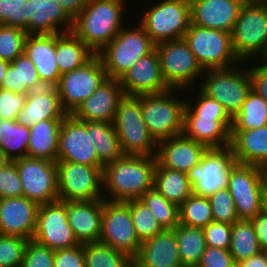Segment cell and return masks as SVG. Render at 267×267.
<instances>
[{"label": "cell", "instance_id": "obj_43", "mask_svg": "<svg viewBox=\"0 0 267 267\" xmlns=\"http://www.w3.org/2000/svg\"><path fill=\"white\" fill-rule=\"evenodd\" d=\"M125 202L130 207L135 233L141 242L165 230L152 214L151 210L140 199H133Z\"/></svg>", "mask_w": 267, "mask_h": 267}, {"label": "cell", "instance_id": "obj_22", "mask_svg": "<svg viewBox=\"0 0 267 267\" xmlns=\"http://www.w3.org/2000/svg\"><path fill=\"white\" fill-rule=\"evenodd\" d=\"M231 116L184 115L183 134L208 149H221L231 144Z\"/></svg>", "mask_w": 267, "mask_h": 267}, {"label": "cell", "instance_id": "obj_29", "mask_svg": "<svg viewBox=\"0 0 267 267\" xmlns=\"http://www.w3.org/2000/svg\"><path fill=\"white\" fill-rule=\"evenodd\" d=\"M66 115L57 88L44 86L27 94L25 106L19 112L17 122L31 127L41 120L64 119Z\"/></svg>", "mask_w": 267, "mask_h": 267}, {"label": "cell", "instance_id": "obj_5", "mask_svg": "<svg viewBox=\"0 0 267 267\" xmlns=\"http://www.w3.org/2000/svg\"><path fill=\"white\" fill-rule=\"evenodd\" d=\"M123 27L99 53L107 78L120 79L123 74L155 48V43L139 23L135 28Z\"/></svg>", "mask_w": 267, "mask_h": 267}, {"label": "cell", "instance_id": "obj_21", "mask_svg": "<svg viewBox=\"0 0 267 267\" xmlns=\"http://www.w3.org/2000/svg\"><path fill=\"white\" fill-rule=\"evenodd\" d=\"M124 96L120 80L106 78L72 115L83 122H113L118 103Z\"/></svg>", "mask_w": 267, "mask_h": 267}, {"label": "cell", "instance_id": "obj_55", "mask_svg": "<svg viewBox=\"0 0 267 267\" xmlns=\"http://www.w3.org/2000/svg\"><path fill=\"white\" fill-rule=\"evenodd\" d=\"M262 64L250 66L249 74L252 81V90L267 102V63L261 59Z\"/></svg>", "mask_w": 267, "mask_h": 267}, {"label": "cell", "instance_id": "obj_62", "mask_svg": "<svg viewBox=\"0 0 267 267\" xmlns=\"http://www.w3.org/2000/svg\"><path fill=\"white\" fill-rule=\"evenodd\" d=\"M181 1H185V2H188V3H192L193 1H195V0H181Z\"/></svg>", "mask_w": 267, "mask_h": 267}, {"label": "cell", "instance_id": "obj_27", "mask_svg": "<svg viewBox=\"0 0 267 267\" xmlns=\"http://www.w3.org/2000/svg\"><path fill=\"white\" fill-rule=\"evenodd\" d=\"M104 199L67 201V219L80 244L99 242Z\"/></svg>", "mask_w": 267, "mask_h": 267}, {"label": "cell", "instance_id": "obj_28", "mask_svg": "<svg viewBox=\"0 0 267 267\" xmlns=\"http://www.w3.org/2000/svg\"><path fill=\"white\" fill-rule=\"evenodd\" d=\"M133 267H182L175 238V228L163 232L141 243Z\"/></svg>", "mask_w": 267, "mask_h": 267}, {"label": "cell", "instance_id": "obj_19", "mask_svg": "<svg viewBox=\"0 0 267 267\" xmlns=\"http://www.w3.org/2000/svg\"><path fill=\"white\" fill-rule=\"evenodd\" d=\"M119 80L128 96L159 94L171 89L163 78L156 48L142 56Z\"/></svg>", "mask_w": 267, "mask_h": 267}, {"label": "cell", "instance_id": "obj_4", "mask_svg": "<svg viewBox=\"0 0 267 267\" xmlns=\"http://www.w3.org/2000/svg\"><path fill=\"white\" fill-rule=\"evenodd\" d=\"M169 89L159 94L137 95L140 101L143 121L149 133L158 143L182 134L185 100L176 99V91Z\"/></svg>", "mask_w": 267, "mask_h": 267}, {"label": "cell", "instance_id": "obj_30", "mask_svg": "<svg viewBox=\"0 0 267 267\" xmlns=\"http://www.w3.org/2000/svg\"><path fill=\"white\" fill-rule=\"evenodd\" d=\"M234 161L267 170V125L253 130H231Z\"/></svg>", "mask_w": 267, "mask_h": 267}, {"label": "cell", "instance_id": "obj_24", "mask_svg": "<svg viewBox=\"0 0 267 267\" xmlns=\"http://www.w3.org/2000/svg\"><path fill=\"white\" fill-rule=\"evenodd\" d=\"M208 148L183 133L158 142L156 159L165 168L188 174L201 162Z\"/></svg>", "mask_w": 267, "mask_h": 267}, {"label": "cell", "instance_id": "obj_18", "mask_svg": "<svg viewBox=\"0 0 267 267\" xmlns=\"http://www.w3.org/2000/svg\"><path fill=\"white\" fill-rule=\"evenodd\" d=\"M92 142L87 131V122L67 114L59 132L57 161H69L103 169Z\"/></svg>", "mask_w": 267, "mask_h": 267}, {"label": "cell", "instance_id": "obj_17", "mask_svg": "<svg viewBox=\"0 0 267 267\" xmlns=\"http://www.w3.org/2000/svg\"><path fill=\"white\" fill-rule=\"evenodd\" d=\"M234 162L230 146L208 149L201 162L188 173L193 193L208 197L217 190L228 188V172Z\"/></svg>", "mask_w": 267, "mask_h": 267}, {"label": "cell", "instance_id": "obj_49", "mask_svg": "<svg viewBox=\"0 0 267 267\" xmlns=\"http://www.w3.org/2000/svg\"><path fill=\"white\" fill-rule=\"evenodd\" d=\"M55 251L29 239L21 267H53Z\"/></svg>", "mask_w": 267, "mask_h": 267}, {"label": "cell", "instance_id": "obj_25", "mask_svg": "<svg viewBox=\"0 0 267 267\" xmlns=\"http://www.w3.org/2000/svg\"><path fill=\"white\" fill-rule=\"evenodd\" d=\"M246 0H195L191 24L231 33Z\"/></svg>", "mask_w": 267, "mask_h": 267}, {"label": "cell", "instance_id": "obj_31", "mask_svg": "<svg viewBox=\"0 0 267 267\" xmlns=\"http://www.w3.org/2000/svg\"><path fill=\"white\" fill-rule=\"evenodd\" d=\"M62 122L63 119H48L31 126L27 157L56 162Z\"/></svg>", "mask_w": 267, "mask_h": 267}, {"label": "cell", "instance_id": "obj_13", "mask_svg": "<svg viewBox=\"0 0 267 267\" xmlns=\"http://www.w3.org/2000/svg\"><path fill=\"white\" fill-rule=\"evenodd\" d=\"M106 78L104 65L98 54L81 67L62 74L56 88L63 110L72 114Z\"/></svg>", "mask_w": 267, "mask_h": 267}, {"label": "cell", "instance_id": "obj_59", "mask_svg": "<svg viewBox=\"0 0 267 267\" xmlns=\"http://www.w3.org/2000/svg\"><path fill=\"white\" fill-rule=\"evenodd\" d=\"M9 64L10 62L0 59V88H2V84Z\"/></svg>", "mask_w": 267, "mask_h": 267}, {"label": "cell", "instance_id": "obj_42", "mask_svg": "<svg viewBox=\"0 0 267 267\" xmlns=\"http://www.w3.org/2000/svg\"><path fill=\"white\" fill-rule=\"evenodd\" d=\"M151 210L164 229H174L179 224V207L168 201L154 187L140 198Z\"/></svg>", "mask_w": 267, "mask_h": 267}, {"label": "cell", "instance_id": "obj_47", "mask_svg": "<svg viewBox=\"0 0 267 267\" xmlns=\"http://www.w3.org/2000/svg\"><path fill=\"white\" fill-rule=\"evenodd\" d=\"M23 196V188L14 161L4 160L0 164V199Z\"/></svg>", "mask_w": 267, "mask_h": 267}, {"label": "cell", "instance_id": "obj_60", "mask_svg": "<svg viewBox=\"0 0 267 267\" xmlns=\"http://www.w3.org/2000/svg\"><path fill=\"white\" fill-rule=\"evenodd\" d=\"M260 213L267 215V183L264 187V191L261 198V211Z\"/></svg>", "mask_w": 267, "mask_h": 267}, {"label": "cell", "instance_id": "obj_32", "mask_svg": "<svg viewBox=\"0 0 267 267\" xmlns=\"http://www.w3.org/2000/svg\"><path fill=\"white\" fill-rule=\"evenodd\" d=\"M94 55L73 32L56 33L55 60L61 75L81 67Z\"/></svg>", "mask_w": 267, "mask_h": 267}, {"label": "cell", "instance_id": "obj_58", "mask_svg": "<svg viewBox=\"0 0 267 267\" xmlns=\"http://www.w3.org/2000/svg\"><path fill=\"white\" fill-rule=\"evenodd\" d=\"M235 267H267V251H260L243 262L235 264Z\"/></svg>", "mask_w": 267, "mask_h": 267}, {"label": "cell", "instance_id": "obj_26", "mask_svg": "<svg viewBox=\"0 0 267 267\" xmlns=\"http://www.w3.org/2000/svg\"><path fill=\"white\" fill-rule=\"evenodd\" d=\"M56 33L28 34L24 42L23 53L34 63L41 83L56 87L61 74L55 60Z\"/></svg>", "mask_w": 267, "mask_h": 267}, {"label": "cell", "instance_id": "obj_40", "mask_svg": "<svg viewBox=\"0 0 267 267\" xmlns=\"http://www.w3.org/2000/svg\"><path fill=\"white\" fill-rule=\"evenodd\" d=\"M85 267H133V259L101 242L84 244Z\"/></svg>", "mask_w": 267, "mask_h": 267}, {"label": "cell", "instance_id": "obj_7", "mask_svg": "<svg viewBox=\"0 0 267 267\" xmlns=\"http://www.w3.org/2000/svg\"><path fill=\"white\" fill-rule=\"evenodd\" d=\"M229 68L204 70L205 77L200 89L209 97L218 101L233 118L241 109L247 95L252 90L249 68ZM206 73V75H205Z\"/></svg>", "mask_w": 267, "mask_h": 267}, {"label": "cell", "instance_id": "obj_56", "mask_svg": "<svg viewBox=\"0 0 267 267\" xmlns=\"http://www.w3.org/2000/svg\"><path fill=\"white\" fill-rule=\"evenodd\" d=\"M251 221L254 225L260 248L267 251V215L259 213Z\"/></svg>", "mask_w": 267, "mask_h": 267}, {"label": "cell", "instance_id": "obj_16", "mask_svg": "<svg viewBox=\"0 0 267 267\" xmlns=\"http://www.w3.org/2000/svg\"><path fill=\"white\" fill-rule=\"evenodd\" d=\"M32 239L50 249L61 250L79 245L67 219V202L41 204Z\"/></svg>", "mask_w": 267, "mask_h": 267}, {"label": "cell", "instance_id": "obj_3", "mask_svg": "<svg viewBox=\"0 0 267 267\" xmlns=\"http://www.w3.org/2000/svg\"><path fill=\"white\" fill-rule=\"evenodd\" d=\"M231 37L233 50L240 62L264 56L267 51V0L245 1Z\"/></svg>", "mask_w": 267, "mask_h": 267}, {"label": "cell", "instance_id": "obj_12", "mask_svg": "<svg viewBox=\"0 0 267 267\" xmlns=\"http://www.w3.org/2000/svg\"><path fill=\"white\" fill-rule=\"evenodd\" d=\"M56 165L60 201L104 199L103 169L69 161H56Z\"/></svg>", "mask_w": 267, "mask_h": 267}, {"label": "cell", "instance_id": "obj_33", "mask_svg": "<svg viewBox=\"0 0 267 267\" xmlns=\"http://www.w3.org/2000/svg\"><path fill=\"white\" fill-rule=\"evenodd\" d=\"M153 187L178 207L193 193L188 174L162 167L158 162L154 171Z\"/></svg>", "mask_w": 267, "mask_h": 267}, {"label": "cell", "instance_id": "obj_48", "mask_svg": "<svg viewBox=\"0 0 267 267\" xmlns=\"http://www.w3.org/2000/svg\"><path fill=\"white\" fill-rule=\"evenodd\" d=\"M194 103L185 100L184 115L230 116L225 108L201 89L195 94Z\"/></svg>", "mask_w": 267, "mask_h": 267}, {"label": "cell", "instance_id": "obj_50", "mask_svg": "<svg viewBox=\"0 0 267 267\" xmlns=\"http://www.w3.org/2000/svg\"><path fill=\"white\" fill-rule=\"evenodd\" d=\"M27 0H0V24L24 30Z\"/></svg>", "mask_w": 267, "mask_h": 267}, {"label": "cell", "instance_id": "obj_54", "mask_svg": "<svg viewBox=\"0 0 267 267\" xmlns=\"http://www.w3.org/2000/svg\"><path fill=\"white\" fill-rule=\"evenodd\" d=\"M53 267H85L84 244L56 250Z\"/></svg>", "mask_w": 267, "mask_h": 267}, {"label": "cell", "instance_id": "obj_46", "mask_svg": "<svg viewBox=\"0 0 267 267\" xmlns=\"http://www.w3.org/2000/svg\"><path fill=\"white\" fill-rule=\"evenodd\" d=\"M211 204L213 221L233 224L239 220L233 197L228 188L217 190L208 196Z\"/></svg>", "mask_w": 267, "mask_h": 267}, {"label": "cell", "instance_id": "obj_1", "mask_svg": "<svg viewBox=\"0 0 267 267\" xmlns=\"http://www.w3.org/2000/svg\"><path fill=\"white\" fill-rule=\"evenodd\" d=\"M156 156L123 155L103 168V189L110 193L105 200L140 199L153 188Z\"/></svg>", "mask_w": 267, "mask_h": 267}, {"label": "cell", "instance_id": "obj_53", "mask_svg": "<svg viewBox=\"0 0 267 267\" xmlns=\"http://www.w3.org/2000/svg\"><path fill=\"white\" fill-rule=\"evenodd\" d=\"M229 250L207 246L197 267H235Z\"/></svg>", "mask_w": 267, "mask_h": 267}, {"label": "cell", "instance_id": "obj_6", "mask_svg": "<svg viewBox=\"0 0 267 267\" xmlns=\"http://www.w3.org/2000/svg\"><path fill=\"white\" fill-rule=\"evenodd\" d=\"M123 155L156 156L158 143L149 133L136 96L125 95L113 120Z\"/></svg>", "mask_w": 267, "mask_h": 267}, {"label": "cell", "instance_id": "obj_2", "mask_svg": "<svg viewBox=\"0 0 267 267\" xmlns=\"http://www.w3.org/2000/svg\"><path fill=\"white\" fill-rule=\"evenodd\" d=\"M125 0H89L74 19L72 32L98 54L125 26ZM123 23V25H122Z\"/></svg>", "mask_w": 267, "mask_h": 267}, {"label": "cell", "instance_id": "obj_10", "mask_svg": "<svg viewBox=\"0 0 267 267\" xmlns=\"http://www.w3.org/2000/svg\"><path fill=\"white\" fill-rule=\"evenodd\" d=\"M146 10L140 24L155 44L183 38L191 24L190 3L185 1L161 0Z\"/></svg>", "mask_w": 267, "mask_h": 267}, {"label": "cell", "instance_id": "obj_8", "mask_svg": "<svg viewBox=\"0 0 267 267\" xmlns=\"http://www.w3.org/2000/svg\"><path fill=\"white\" fill-rule=\"evenodd\" d=\"M183 38L203 70L242 63L233 50L231 33L190 24Z\"/></svg>", "mask_w": 267, "mask_h": 267}, {"label": "cell", "instance_id": "obj_20", "mask_svg": "<svg viewBox=\"0 0 267 267\" xmlns=\"http://www.w3.org/2000/svg\"><path fill=\"white\" fill-rule=\"evenodd\" d=\"M24 12V31L27 34L66 33L73 30L74 20L58 0H27Z\"/></svg>", "mask_w": 267, "mask_h": 267}, {"label": "cell", "instance_id": "obj_23", "mask_svg": "<svg viewBox=\"0 0 267 267\" xmlns=\"http://www.w3.org/2000/svg\"><path fill=\"white\" fill-rule=\"evenodd\" d=\"M39 206L24 196L0 199V234L32 239Z\"/></svg>", "mask_w": 267, "mask_h": 267}, {"label": "cell", "instance_id": "obj_37", "mask_svg": "<svg viewBox=\"0 0 267 267\" xmlns=\"http://www.w3.org/2000/svg\"><path fill=\"white\" fill-rule=\"evenodd\" d=\"M175 238L182 267H195L207 245L202 228L178 224L175 227Z\"/></svg>", "mask_w": 267, "mask_h": 267}, {"label": "cell", "instance_id": "obj_51", "mask_svg": "<svg viewBox=\"0 0 267 267\" xmlns=\"http://www.w3.org/2000/svg\"><path fill=\"white\" fill-rule=\"evenodd\" d=\"M27 94L0 88V119L17 120L19 112L25 106Z\"/></svg>", "mask_w": 267, "mask_h": 267}, {"label": "cell", "instance_id": "obj_35", "mask_svg": "<svg viewBox=\"0 0 267 267\" xmlns=\"http://www.w3.org/2000/svg\"><path fill=\"white\" fill-rule=\"evenodd\" d=\"M44 87L34 63L23 53L12 61L6 71L3 89L16 93H29Z\"/></svg>", "mask_w": 267, "mask_h": 267}, {"label": "cell", "instance_id": "obj_41", "mask_svg": "<svg viewBox=\"0 0 267 267\" xmlns=\"http://www.w3.org/2000/svg\"><path fill=\"white\" fill-rule=\"evenodd\" d=\"M211 222H213V215L208 197L192 193L179 206L180 224L204 228Z\"/></svg>", "mask_w": 267, "mask_h": 267}, {"label": "cell", "instance_id": "obj_52", "mask_svg": "<svg viewBox=\"0 0 267 267\" xmlns=\"http://www.w3.org/2000/svg\"><path fill=\"white\" fill-rule=\"evenodd\" d=\"M202 230L207 246L229 250L232 232L231 224L213 221Z\"/></svg>", "mask_w": 267, "mask_h": 267}, {"label": "cell", "instance_id": "obj_9", "mask_svg": "<svg viewBox=\"0 0 267 267\" xmlns=\"http://www.w3.org/2000/svg\"><path fill=\"white\" fill-rule=\"evenodd\" d=\"M267 170L257 165L234 162L228 172V189L239 219L251 220L261 211Z\"/></svg>", "mask_w": 267, "mask_h": 267}, {"label": "cell", "instance_id": "obj_15", "mask_svg": "<svg viewBox=\"0 0 267 267\" xmlns=\"http://www.w3.org/2000/svg\"><path fill=\"white\" fill-rule=\"evenodd\" d=\"M13 161L20 175L24 197L39 205L59 200L56 162L30 157Z\"/></svg>", "mask_w": 267, "mask_h": 267}, {"label": "cell", "instance_id": "obj_34", "mask_svg": "<svg viewBox=\"0 0 267 267\" xmlns=\"http://www.w3.org/2000/svg\"><path fill=\"white\" fill-rule=\"evenodd\" d=\"M87 131L103 168L123 156L113 122H87Z\"/></svg>", "mask_w": 267, "mask_h": 267}, {"label": "cell", "instance_id": "obj_38", "mask_svg": "<svg viewBox=\"0 0 267 267\" xmlns=\"http://www.w3.org/2000/svg\"><path fill=\"white\" fill-rule=\"evenodd\" d=\"M259 246L255 228L251 220L239 219L232 224L230 254L236 263L243 262L258 254Z\"/></svg>", "mask_w": 267, "mask_h": 267}, {"label": "cell", "instance_id": "obj_39", "mask_svg": "<svg viewBox=\"0 0 267 267\" xmlns=\"http://www.w3.org/2000/svg\"><path fill=\"white\" fill-rule=\"evenodd\" d=\"M267 125V102L251 90L240 111L233 117L231 130H253Z\"/></svg>", "mask_w": 267, "mask_h": 267}, {"label": "cell", "instance_id": "obj_57", "mask_svg": "<svg viewBox=\"0 0 267 267\" xmlns=\"http://www.w3.org/2000/svg\"><path fill=\"white\" fill-rule=\"evenodd\" d=\"M64 11L74 20L89 0H58Z\"/></svg>", "mask_w": 267, "mask_h": 267}, {"label": "cell", "instance_id": "obj_63", "mask_svg": "<svg viewBox=\"0 0 267 267\" xmlns=\"http://www.w3.org/2000/svg\"><path fill=\"white\" fill-rule=\"evenodd\" d=\"M4 161L2 155H1V152H0V164Z\"/></svg>", "mask_w": 267, "mask_h": 267}, {"label": "cell", "instance_id": "obj_11", "mask_svg": "<svg viewBox=\"0 0 267 267\" xmlns=\"http://www.w3.org/2000/svg\"><path fill=\"white\" fill-rule=\"evenodd\" d=\"M155 48L159 54L163 78L171 89H192L196 80L201 76L203 78L201 74L204 70L184 38L157 43Z\"/></svg>", "mask_w": 267, "mask_h": 267}, {"label": "cell", "instance_id": "obj_14", "mask_svg": "<svg viewBox=\"0 0 267 267\" xmlns=\"http://www.w3.org/2000/svg\"><path fill=\"white\" fill-rule=\"evenodd\" d=\"M99 242L132 259L137 256L142 242L135 233L130 207L126 202L104 199Z\"/></svg>", "mask_w": 267, "mask_h": 267}, {"label": "cell", "instance_id": "obj_61", "mask_svg": "<svg viewBox=\"0 0 267 267\" xmlns=\"http://www.w3.org/2000/svg\"><path fill=\"white\" fill-rule=\"evenodd\" d=\"M261 59L267 63V51Z\"/></svg>", "mask_w": 267, "mask_h": 267}, {"label": "cell", "instance_id": "obj_36", "mask_svg": "<svg viewBox=\"0 0 267 267\" xmlns=\"http://www.w3.org/2000/svg\"><path fill=\"white\" fill-rule=\"evenodd\" d=\"M29 141L30 127L17 120L0 119V152L4 160L27 157Z\"/></svg>", "mask_w": 267, "mask_h": 267}, {"label": "cell", "instance_id": "obj_44", "mask_svg": "<svg viewBox=\"0 0 267 267\" xmlns=\"http://www.w3.org/2000/svg\"><path fill=\"white\" fill-rule=\"evenodd\" d=\"M27 35L23 29L0 24V59L11 63L23 54Z\"/></svg>", "mask_w": 267, "mask_h": 267}, {"label": "cell", "instance_id": "obj_45", "mask_svg": "<svg viewBox=\"0 0 267 267\" xmlns=\"http://www.w3.org/2000/svg\"><path fill=\"white\" fill-rule=\"evenodd\" d=\"M28 240L0 234V267H21Z\"/></svg>", "mask_w": 267, "mask_h": 267}]
</instances>
